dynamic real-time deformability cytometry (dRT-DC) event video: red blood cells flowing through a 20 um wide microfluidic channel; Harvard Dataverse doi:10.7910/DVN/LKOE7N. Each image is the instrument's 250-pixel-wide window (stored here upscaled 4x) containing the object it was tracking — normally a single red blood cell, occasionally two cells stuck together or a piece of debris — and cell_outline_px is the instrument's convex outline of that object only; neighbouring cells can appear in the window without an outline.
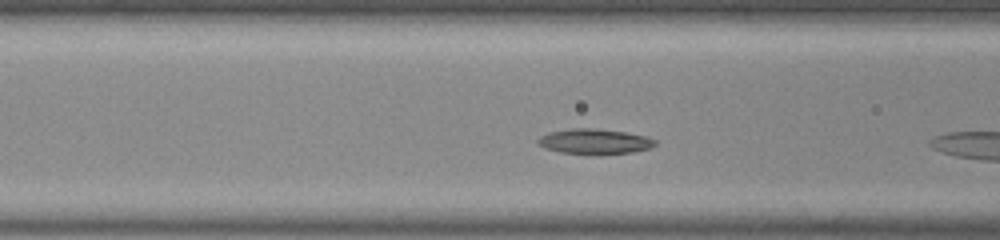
{"species": "common noctule bat (a hibernating species)", "species_latin": "Nyctalus noctula", "temperature_condition": "room temperature", "stored_images_in_passage": 38, "camera_frame_rate_fps": 3000, "um_per_image_px": 0.085, "animal": {"sex": "male", "body_mass_g": 20.0, "forearm_length_mm": 53.3}, "frame": {"image": 1, "passage_image": 6, "time_ms": 1.667, "image_size_px": [1000, 240], "cell_outline_px": [[656, 144], [648, 148], [632, 152], [592, 156], [588, 156], [560, 152], [544, 148], [536, 144], [536, 140], [540, 136], [548, 132], [572, 128], [592, 128], [624, 132], [644, 136], [656, 140]], "centroid_in_image_um": [50.45, 12.05], "position_along_channel_um": 116.1, "area_um2": 17.57}}
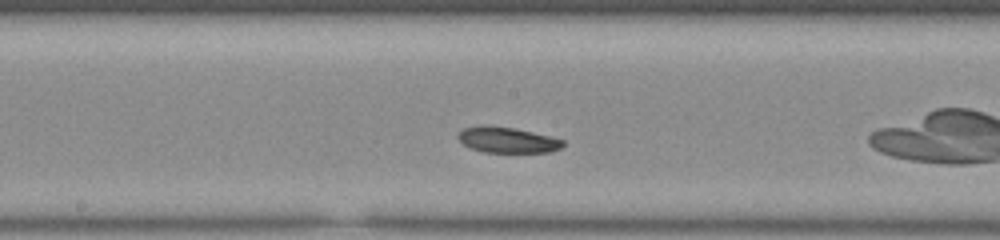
{"frame": {"image": 2, "passage_image": 13, "time_ms": 4.0, "image_size_px": [1000, 240], "cell_outline_px": [[564, 144], [560, 148], [552, 152], [484, 152], [468, 148], [456, 136], [464, 128], [480, 124], [488, 124], [516, 128], [564, 140]], "centroid_in_image_um": [43.08, 11.88], "position_along_channel_um": 205.1, "area_um2": 15.9}}
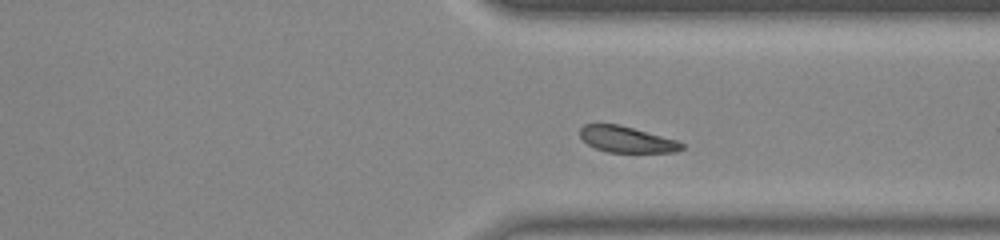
{"frame": {"image": 3, "passage_image": 25, "time_ms": 8.0, "image_size_px": [1000, 240], "cell_outline_px": [[684, 148], [676, 152], [608, 152], [596, 148], [588, 144], [580, 136], [580, 128], [584, 124], [620, 124], [676, 140], [684, 144]], "centroid_in_image_um": [53.27, 11.85], "position_along_channel_um": 358.1, "area_um2": 15.37}, "authors_computed_cell_mechanics": {"area_um2": 16.5308, "velocity_mm_per_s": 3.8212, "shape_relaxation_time_tau1_ms": 2.3403, "shape_relaxation_time_tau2_ms": 3.5716, "deformation_change_tau1": 0.0562, "deformation_change_tau2": 0.0929}}